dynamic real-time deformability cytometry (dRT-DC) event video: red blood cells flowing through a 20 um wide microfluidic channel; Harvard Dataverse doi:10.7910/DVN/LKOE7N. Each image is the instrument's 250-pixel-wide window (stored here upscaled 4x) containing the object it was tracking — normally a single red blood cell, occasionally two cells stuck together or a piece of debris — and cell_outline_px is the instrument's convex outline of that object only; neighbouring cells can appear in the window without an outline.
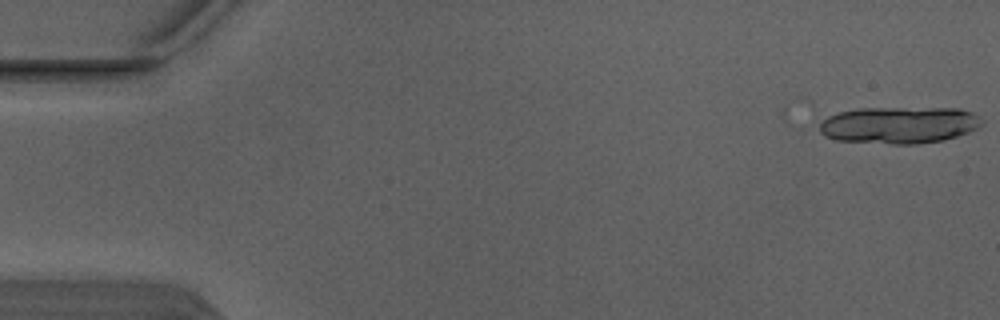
{"species": "Egyptian fruit bat (a non-hibernating species)", "species_latin": "Rousettus aegyptiacus", "temperature_condition": "warm", "stored_images_in_passage": 3, "camera_frame_rate_fps": 3000, "um_per_image_px": 0.085, "animal": {"sex": "male"}, "frame": {"image": 1, "passage_image": 1, "time_ms": 0.0, "image_size_px": [1000, 320], "cell_outline_px": [[984, 124], [980, 128], [944, 140], [916, 144], [892, 144], [836, 140], [824, 136], [820, 132], [820, 124], [828, 116], [840, 112], [856, 108], [960, 108], [972, 112], [980, 116], [984, 120]], "centroid_in_image_um": [76.48, 10.62], "position_along_channel_um": 8.5, "area_um2": 35.26}}